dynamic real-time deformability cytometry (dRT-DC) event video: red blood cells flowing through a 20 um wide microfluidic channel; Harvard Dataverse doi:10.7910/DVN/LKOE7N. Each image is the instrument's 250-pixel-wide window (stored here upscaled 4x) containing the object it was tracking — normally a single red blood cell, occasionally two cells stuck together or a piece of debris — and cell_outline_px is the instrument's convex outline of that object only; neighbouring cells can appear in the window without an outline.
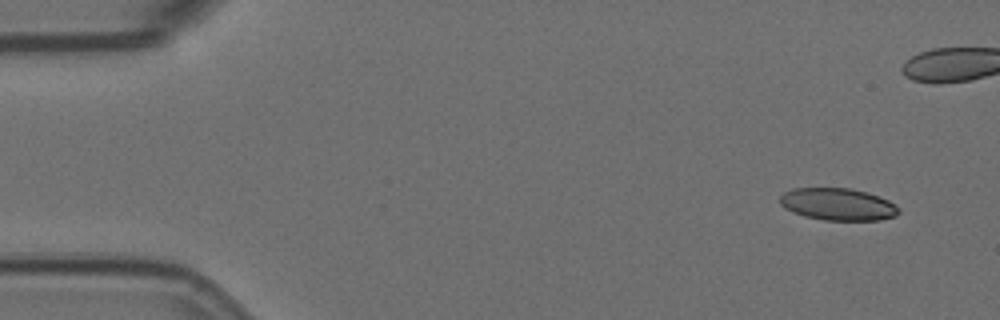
{"species": "Egyptian fruit bat (a non-hibernating species)", "species_latin": "Rousettus aegyptiacus", "temperature_condition": "room temperature", "stored_images_in_passage": 8, "camera_frame_rate_fps": 3000, "um_per_image_px": 0.085, "animal": {"sex": "female"}, "frame": {"image": 1, "passage_image": 1, "time_ms": 0.0, "image_size_px": [1000, 320], "cell_outline_px": [[900, 212], [896, 216], [880, 220], [824, 220], [804, 216], [792, 212], [784, 208], [780, 204], [780, 196], [784, 192], [792, 188], [852, 188], [868, 192], [880, 196], [896, 204], [900, 208]], "centroid_in_image_um": [71.24, 17.36], "position_along_channel_um": 13.8, "area_um2": 22.6}}
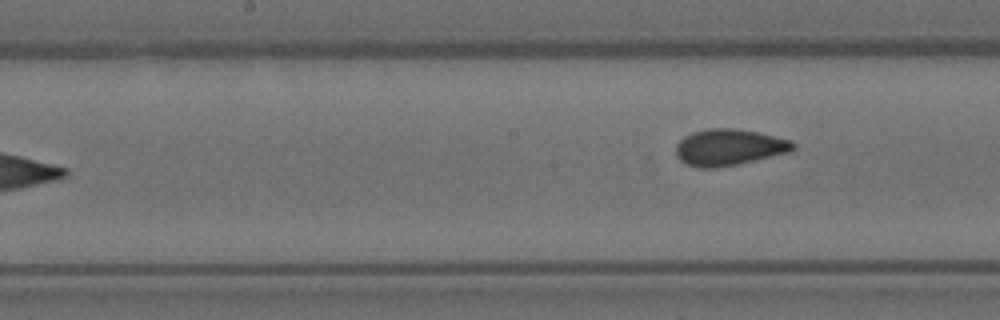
{"frame": {"image": 2, "passage_image": 8, "time_ms": 2.333, "image_size_px": [1000, 320], "cell_outline_px": [[796, 148], [788, 152], [736, 164], [712, 168], [700, 168], [688, 164], [680, 160], [676, 156], [676, 144], [684, 136], [692, 132], [708, 128], [732, 128], [756, 132], [792, 140], [796, 144]], "centroid_in_image_um": [61.94, 12.51], "position_along_channel_um": 186.3, "area_um2": 24.62}}